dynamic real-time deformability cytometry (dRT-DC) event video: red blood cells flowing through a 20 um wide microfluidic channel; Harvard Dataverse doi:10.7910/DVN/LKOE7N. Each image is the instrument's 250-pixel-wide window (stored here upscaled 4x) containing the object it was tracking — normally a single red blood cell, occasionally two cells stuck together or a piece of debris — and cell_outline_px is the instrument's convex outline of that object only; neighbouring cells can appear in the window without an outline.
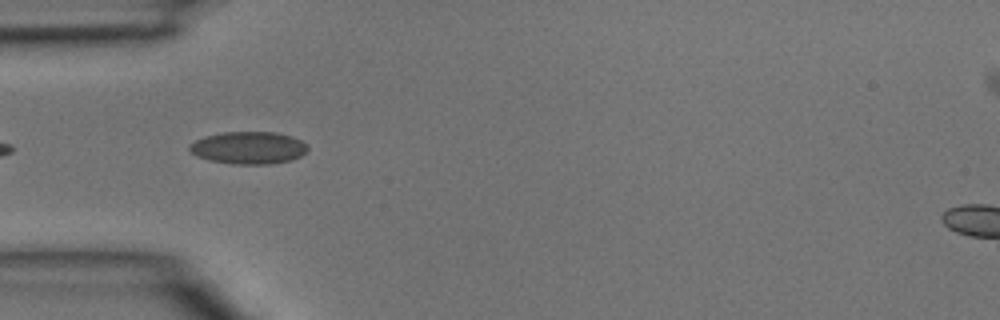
{"species": "common noctule bat (a hibernating species)", "species_latin": "Nyctalus noctula", "temperature_condition": "room temperature", "stored_images_in_passage": 17, "camera_frame_rate_fps": 3000, "um_per_image_px": 0.085, "animal": {"sex": "male", "body_mass_g": 15.6}, "frame": {"image": 1, "passage_image": 14, "time_ms": 4.333, "image_size_px": [1000, 320], "cell_outline_px": [[308, 148], [300, 156], [292, 160], [272, 164], [232, 164], [208, 160], [196, 156], [188, 148], [188, 144], [204, 136], [224, 132], [276, 132], [292, 136], [300, 140]], "centroid_in_image_um": [21.09, 12.56], "position_along_channel_um": 63.9, "area_um2": 22.37}}